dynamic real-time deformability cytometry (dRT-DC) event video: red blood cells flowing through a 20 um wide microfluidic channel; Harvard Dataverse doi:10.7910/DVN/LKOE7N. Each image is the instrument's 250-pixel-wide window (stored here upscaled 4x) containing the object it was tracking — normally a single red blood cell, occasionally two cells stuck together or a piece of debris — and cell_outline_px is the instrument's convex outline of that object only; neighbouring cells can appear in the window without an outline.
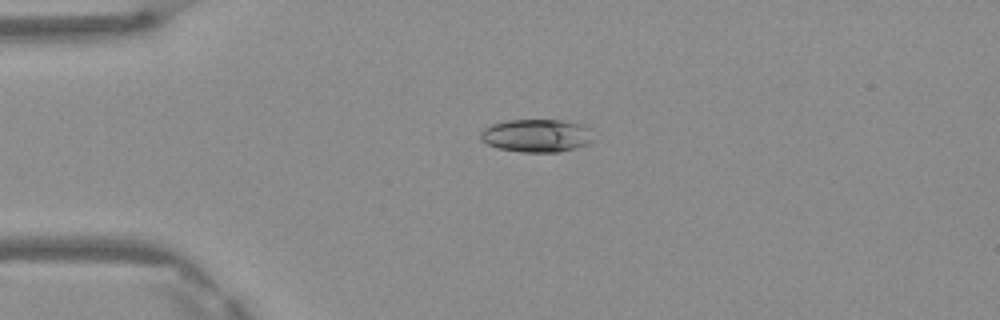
{"species": "Egyptian fruit bat (a non-hibernating species)", "species_latin": "Rousettus aegyptiacus", "temperature_condition": "warm", "stored_images_in_passage": 6, "camera_frame_rate_fps": 3000, "um_per_image_px": 0.085, "frame": {"image": 1, "passage_image": 6, "time_ms": 1.667, "image_size_px": [1000, 320], "cell_outline_px": [[592, 140], [588, 144], [576, 148], [556, 152], [520, 152], [496, 148], [480, 140], [480, 132], [484, 128], [492, 124], [508, 120], [560, 120], [584, 124], [588, 128]], "centroid_in_image_um": [45.58, 11.53], "position_along_channel_um": 39.4, "area_um2": 21.73}}